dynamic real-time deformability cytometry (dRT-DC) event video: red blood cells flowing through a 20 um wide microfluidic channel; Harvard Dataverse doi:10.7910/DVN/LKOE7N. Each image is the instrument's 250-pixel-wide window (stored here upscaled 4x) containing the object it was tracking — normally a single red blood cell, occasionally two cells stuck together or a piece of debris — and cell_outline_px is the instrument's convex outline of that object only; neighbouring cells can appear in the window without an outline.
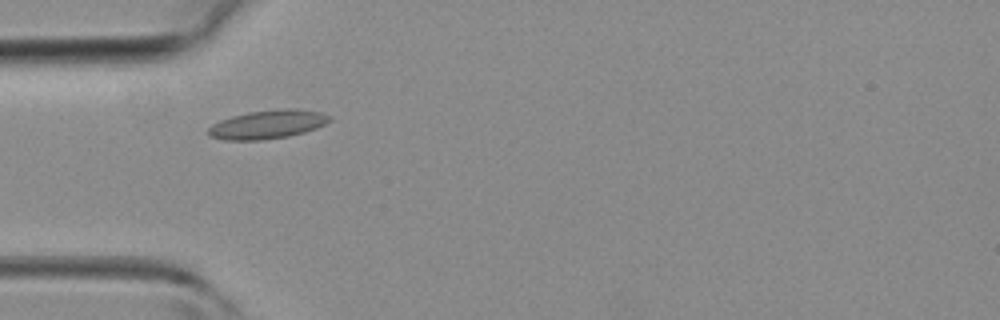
{"species": "common noctule bat (a hibernating species)", "species_latin": "Nyctalus noctula", "temperature_condition": "room temperature", "stored_images_in_passage": 27, "camera_frame_rate_fps": 3000, "um_per_image_px": 0.085, "animal": {"sex": "female", "body_mass_g": 19.3, "forearm_length_mm": 54.1}, "frame": {"image": 1, "passage_image": 1, "time_ms": 0.0, "image_size_px": [1000, 320], "cell_outline_px": [[332, 120], [316, 128], [304, 132], [288, 136], [256, 140], [224, 140], [208, 136], [208, 128], [212, 124], [220, 120], [232, 116], [248, 112], [288, 108], [296, 108], [320, 112], [332, 116]], "centroid_in_image_um": [22.74, 10.57], "position_along_channel_um": 62.3, "area_um2": 20.23}}
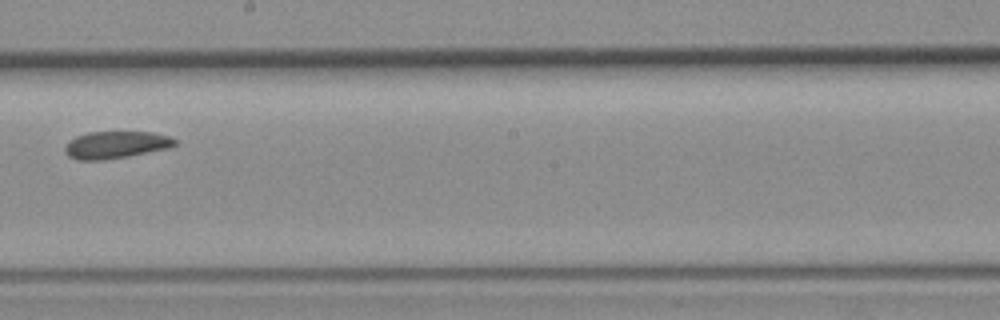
{"frame": {"image": 2, "passage_image": 12, "time_ms": 3.667, "image_size_px": [1000, 320], "cell_outline_px": [[176, 144], [164, 148], [128, 156], [100, 160], [76, 160], [68, 156], [64, 152], [64, 148], [68, 140], [76, 136], [88, 132], [152, 132], [168, 136], [176, 140]], "centroid_in_image_um": [9.75, 12.3], "position_along_channel_um": 238.5, "area_um2": 17.22}}
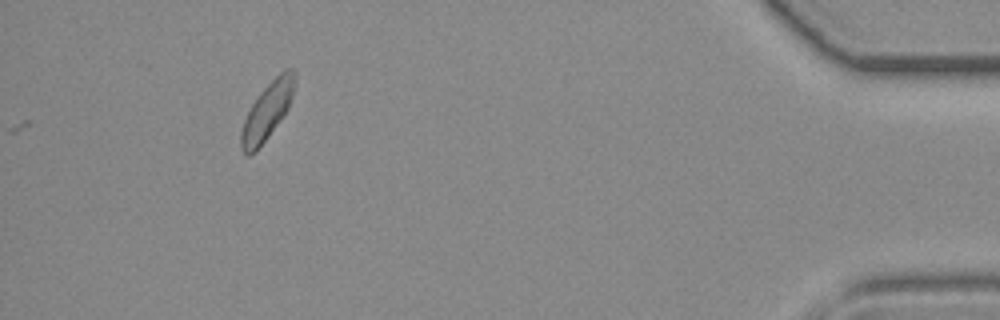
{"frame": {"image": 3, "passage_image": 27, "time_ms": 8.667, "image_size_px": [1000, 320], "cell_outline_px": [[296, 76], [292, 96], [288, 108], [256, 152], [248, 156], [240, 148], [240, 132], [244, 120], [252, 104], [260, 92], [284, 68], [292, 68], [296, 72]], "centroid_in_image_um": [22.7, 9.43], "position_along_channel_um": 412.5, "area_um2": 17.57}}